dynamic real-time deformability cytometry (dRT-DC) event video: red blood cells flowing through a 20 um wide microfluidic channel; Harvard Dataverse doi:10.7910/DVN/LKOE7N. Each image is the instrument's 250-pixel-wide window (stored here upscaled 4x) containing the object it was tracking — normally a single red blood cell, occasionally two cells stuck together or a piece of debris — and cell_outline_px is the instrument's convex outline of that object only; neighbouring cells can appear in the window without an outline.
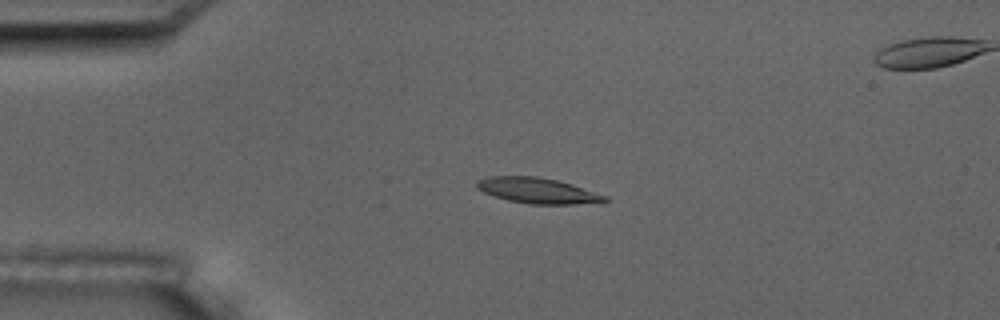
{"species": "common noctule bat (a hibernating species)", "species_latin": "Nyctalus noctula", "temperature_condition": "room temperature", "stored_images_in_passage": 5, "camera_frame_rate_fps": 3000, "um_per_image_px": 0.085, "animal": {"sex": "male", "body_mass_g": 17.5, "forearm_length_mm": 52.3}, "frame": {"image": 1, "passage_image": 3, "time_ms": 2.333, "image_size_px": [1000, 320], "cell_outline_px": [[608, 200], [572, 204], [528, 204], [508, 200], [484, 192], [476, 188], [476, 180], [488, 176], [536, 176], [556, 180], [572, 184], [608, 196]], "centroid_in_image_um": [45.64, 16.19], "position_along_channel_um": 39.4, "area_um2": 18.9}}